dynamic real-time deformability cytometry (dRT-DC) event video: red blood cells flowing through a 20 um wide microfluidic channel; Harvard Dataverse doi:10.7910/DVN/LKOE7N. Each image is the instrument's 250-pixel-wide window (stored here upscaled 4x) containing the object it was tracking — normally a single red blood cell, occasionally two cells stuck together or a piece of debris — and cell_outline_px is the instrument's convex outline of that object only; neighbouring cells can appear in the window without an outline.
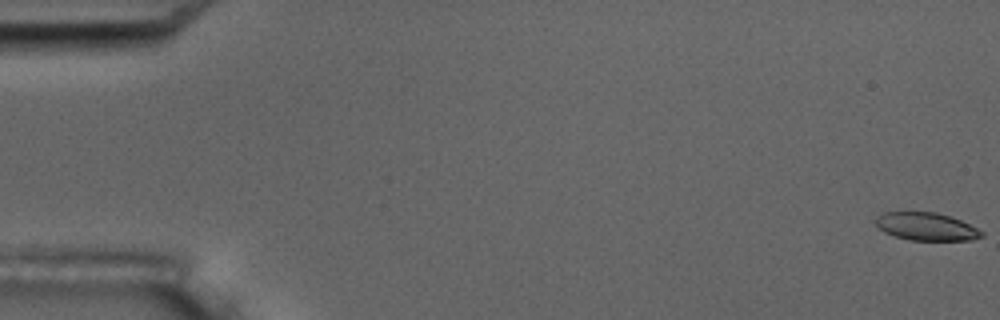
{"species": "common noctule bat (a hibernating species)", "species_latin": "Nyctalus noctula", "temperature_condition": "room temperature", "stored_images_in_passage": 8, "camera_frame_rate_fps": 3000, "um_per_image_px": 0.085, "animal": {"sex": "male", "body_mass_g": 17.5, "forearm_length_mm": 52.3}, "frame": {"image": 1, "passage_image": 1, "time_ms": 0.0, "image_size_px": [1000, 320], "cell_outline_px": [[984, 236], [972, 240], [908, 240], [884, 232], [876, 224], [876, 216], [884, 212], [936, 212], [960, 220], [984, 232]], "centroid_in_image_um": [78.74, 19.26], "position_along_channel_um": 6.3, "area_um2": 17.05}}
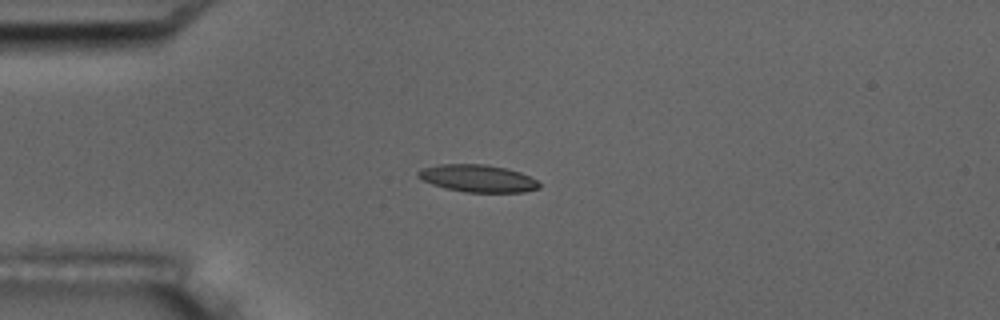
{"frame": {"image": 2, "passage_image": 5, "time_ms": 4.667, "image_size_px": [1000, 320], "cell_outline_px": [[540, 188], [524, 192], [464, 192], [432, 184], [420, 180], [416, 176], [416, 172], [420, 168], [440, 164], [484, 164], [504, 168], [520, 172], [536, 180], [540, 184]], "centroid_in_image_um": [40.56, 15.16], "position_along_channel_um": 44.4, "area_um2": 19.31}}